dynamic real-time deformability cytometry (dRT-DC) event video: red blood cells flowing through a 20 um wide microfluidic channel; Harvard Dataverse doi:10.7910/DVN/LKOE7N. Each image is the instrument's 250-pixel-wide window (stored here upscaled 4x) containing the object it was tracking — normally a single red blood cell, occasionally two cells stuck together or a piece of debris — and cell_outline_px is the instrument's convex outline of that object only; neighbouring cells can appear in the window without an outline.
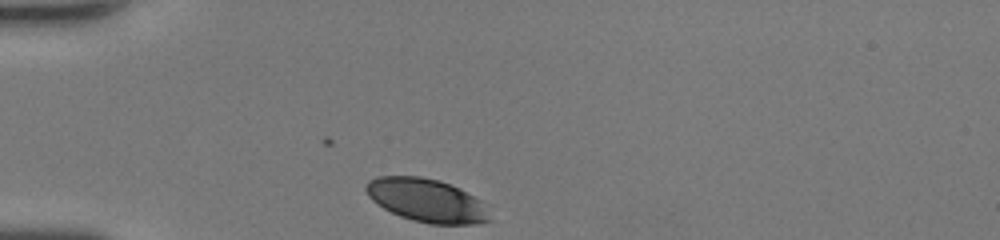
{"species": "human", "species_latin": "Homo sapiens", "temperature_condition": "room temperature", "stored_images_in_passage": 27, "camera_frame_rate_fps": 3000, "um_per_image_px": 0.085, "donor": {"sex": "female"}, "frame": {"image": 1, "passage_image": 1, "time_ms": 0.0, "image_size_px": [1000, 240], "cell_outline_px": [[492, 220], [476, 224], [432, 224], [412, 220], [400, 216], [384, 208], [372, 200], [368, 196], [364, 188], [364, 184], [368, 180], [376, 176], [420, 176], [440, 180], [460, 188], [480, 200]], "centroid_in_image_um": [36.23, 17.02], "position_along_channel_um": 48.8, "area_um2": 31.27}}
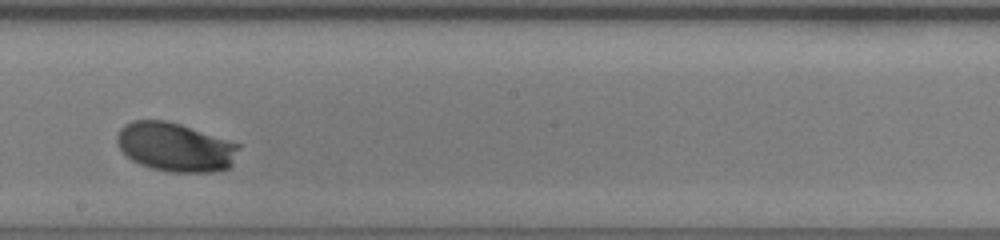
{"frame": {"image": 2, "passage_image": 16, "time_ms": 5.0, "image_size_px": [1000, 240], "cell_outline_px": [[240, 148], [232, 164], [228, 168], [212, 172], [172, 172], [152, 168], [140, 164], [132, 160], [120, 148], [116, 140], [116, 136], [120, 128], [124, 124], [132, 120], [168, 120], [240, 144]], "centroid_in_image_um": [14.89, 12.49], "position_along_channel_um": 233.3, "area_um2": 34.62}}
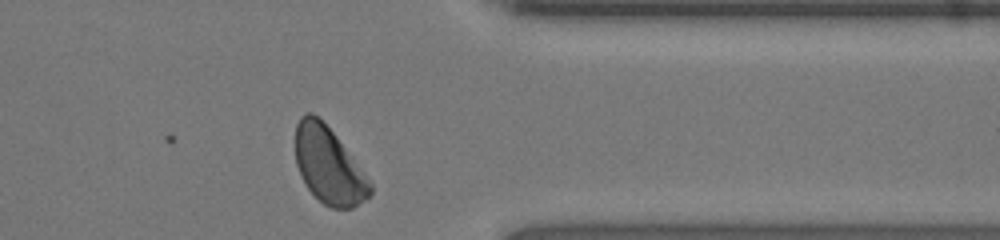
{"frame": {"image": 3, "passage_image": 27, "time_ms": 8.667, "image_size_px": [1000, 240], "cell_outline_px": [[372, 192], [364, 200], [352, 208], [332, 208], [324, 204], [304, 184], [300, 176], [296, 164], [296, 124], [300, 116], [304, 112], [312, 112], [336, 136], [372, 184]], "centroid_in_image_um": [27.91, 14.07], "position_along_channel_um": 383.5, "area_um2": 32.77}, "authors_computed_cell_mechanics": {"area_um2": 34.0442, "velocity_mm_per_s": 4.2263, "shape_relaxation_time_tau1_ms": 3.1606, "shape_relaxation_time_tau2_ms": null, "deformation_change_tau1": 0.1295, "deformation_change_tau2": null}}